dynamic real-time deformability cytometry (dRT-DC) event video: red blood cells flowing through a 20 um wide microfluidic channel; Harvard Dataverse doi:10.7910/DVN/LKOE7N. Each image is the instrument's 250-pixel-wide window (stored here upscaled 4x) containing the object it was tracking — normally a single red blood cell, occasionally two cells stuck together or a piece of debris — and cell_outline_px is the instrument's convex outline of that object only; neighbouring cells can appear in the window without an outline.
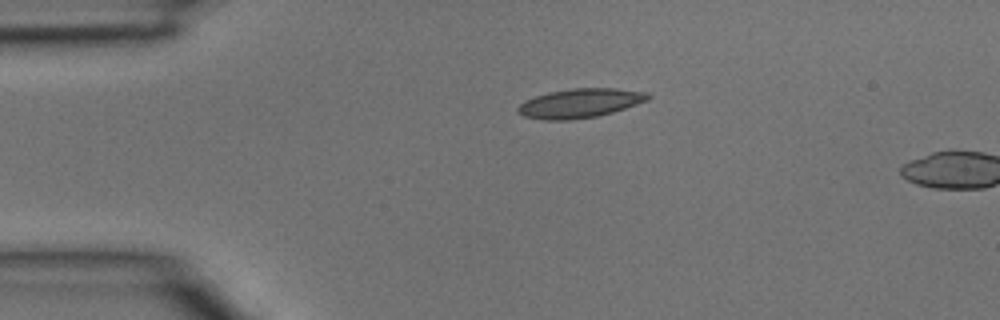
{"species": "common noctule bat (a hibernating species)", "species_latin": "Nyctalus noctula", "temperature_condition": "room temperature", "stored_images_in_passage": 2, "camera_frame_rate_fps": 3000, "um_per_image_px": 0.085, "animal": {"sex": "male", "body_mass_g": 15.6}, "frame": {"image": 1, "passage_image": 1, "time_ms": 0.0, "image_size_px": [1000, 320], "cell_outline_px": [[652, 96], [648, 100], [612, 112], [596, 116], [568, 120], [544, 120], [524, 116], [516, 112], [516, 108], [524, 100], [548, 92], [572, 88], [616, 88], [648, 92]], "centroid_in_image_um": [49.28, 8.76], "position_along_channel_um": 35.7, "area_um2": 22.14}}